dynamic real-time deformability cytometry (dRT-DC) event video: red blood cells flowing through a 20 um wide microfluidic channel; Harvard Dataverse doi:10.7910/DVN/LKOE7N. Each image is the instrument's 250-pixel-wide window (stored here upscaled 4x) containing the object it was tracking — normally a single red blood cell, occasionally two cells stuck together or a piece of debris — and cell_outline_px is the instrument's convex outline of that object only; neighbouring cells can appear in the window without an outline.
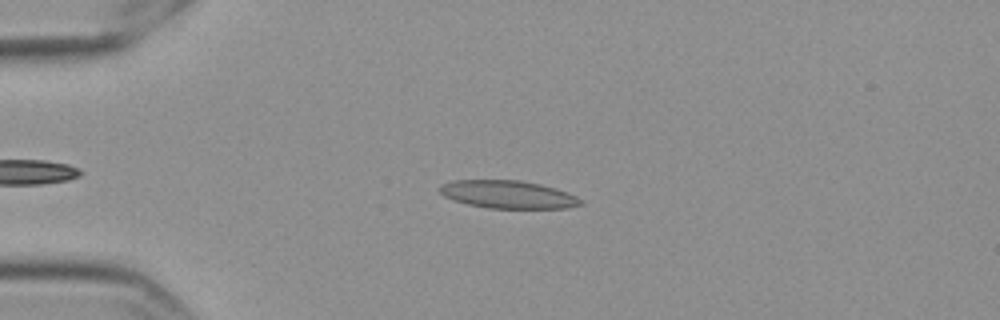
{"species": "Egyptian fruit bat (a non-hibernating species)", "species_latin": "Rousettus aegyptiacus", "temperature_condition": "cold", "stored_images_in_passage": 50, "camera_frame_rate_fps": 3000, "um_per_image_px": 0.085, "frame": {"image": 1, "passage_image": 7, "time_ms": 2.0, "image_size_px": [1000, 320], "cell_outline_px": [[584, 204], [568, 208], [488, 208], [468, 204], [444, 196], [436, 188], [440, 184], [452, 180], [520, 180], [540, 184], [556, 188], [568, 192], [576, 196]], "centroid_in_image_um": [43.17, 16.52], "position_along_channel_um": 41.8, "area_um2": 22.95}}
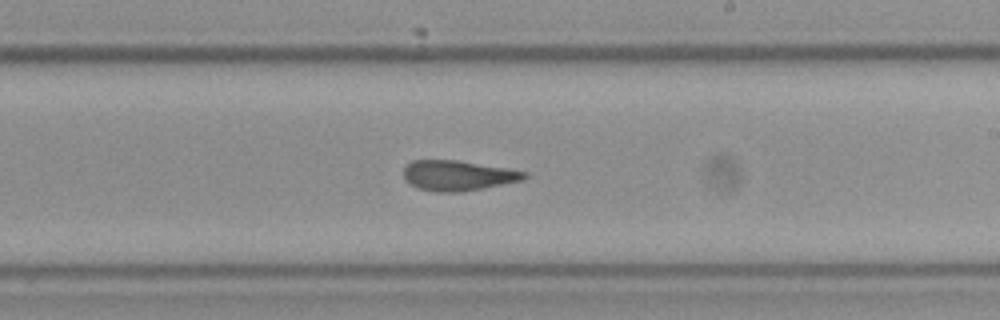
{"frame": {"image": 2, "passage_image": 27, "time_ms": 8.667, "image_size_px": [1000, 320], "cell_outline_px": [[528, 176], [524, 180], [460, 192], [436, 192], [416, 188], [404, 180], [404, 164], [412, 160], [456, 160], [508, 168], [528, 172]], "centroid_in_image_um": [38.9, 14.91], "position_along_channel_um": 250.1, "area_um2": 21.44}}
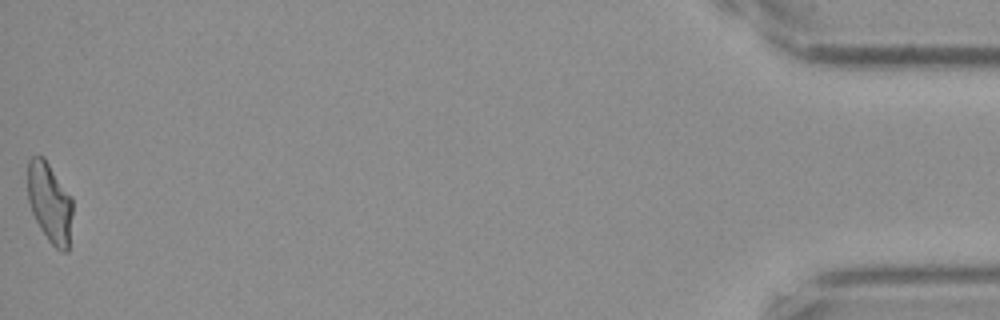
{"frame": {"image": 3, "passage_image": 50, "time_ms": 16.333, "image_size_px": [1000, 320], "cell_outline_px": [[72, 212], [68, 252], [60, 252], [48, 240], [40, 228], [32, 212], [28, 200], [28, 160], [32, 156], [44, 156], [72, 196]], "centroid_in_image_um": [4.24, 17.21], "position_along_channel_um": 431.0, "area_um2": 21.1}, "authors_computed_cell_mechanics": {"area_um2": 21.3571, "velocity_mm_per_s": 3.5626, "shape_relaxation_time_tau1_ms": 9.3687, "shape_relaxation_time_tau2_ms": 2.5476, "deformation_change_tau1": 0.254, "deformation_change_tau2": 0.1171}}